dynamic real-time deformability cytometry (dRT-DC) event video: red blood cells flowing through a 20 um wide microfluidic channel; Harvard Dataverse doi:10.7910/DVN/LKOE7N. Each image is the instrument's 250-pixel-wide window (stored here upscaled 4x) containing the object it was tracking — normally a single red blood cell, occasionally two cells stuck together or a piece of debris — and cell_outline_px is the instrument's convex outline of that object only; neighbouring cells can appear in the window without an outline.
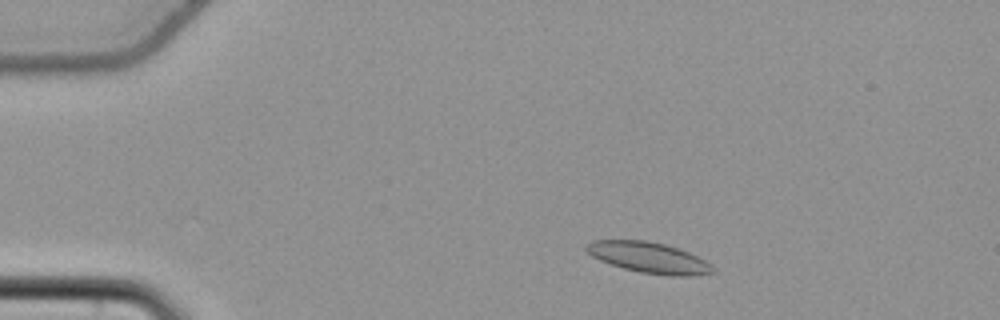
{"species": "common noctule bat (a hibernating species)", "species_latin": "Nyctalus noctula", "temperature_condition": "cold", "stored_images_in_passage": 52, "camera_frame_rate_fps": 3000, "um_per_image_px": 0.085, "animal": {"sex": "female", "body_mass_g": 22.7, "forearm_length_mm": 54.2}, "frame": {"image": 1, "passage_image": 7, "time_ms": 2.0, "image_size_px": [1000, 320], "cell_outline_px": [[716, 272], [688, 276], [668, 276], [640, 272], [624, 268], [600, 260], [592, 256], [584, 248], [592, 240], [648, 240], [664, 244], [688, 252], [704, 260], [716, 268]], "centroid_in_image_um": [55.16, 21.9], "position_along_channel_um": 29.8, "area_um2": 22.54}}
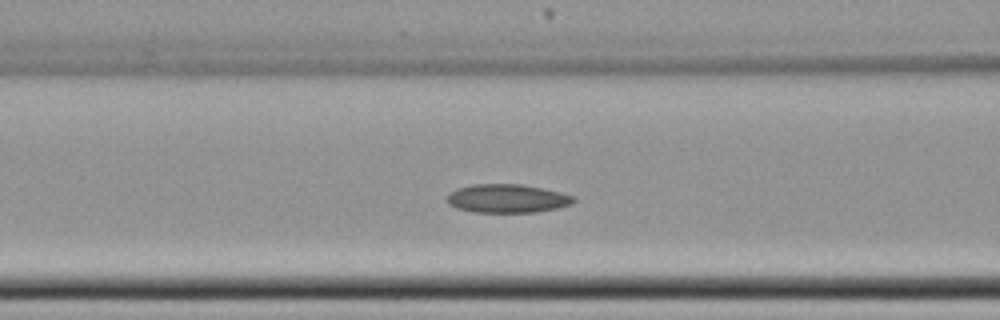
{"frame": {"image": 2, "passage_image": 20, "time_ms": 6.333, "image_size_px": [1000, 320], "cell_outline_px": [[576, 200], [572, 204], [556, 208], [536, 212], [472, 212], [456, 208], [448, 204], [448, 196], [456, 188], [472, 184], [520, 184], [544, 188], [560, 192], [572, 196]], "centroid_in_image_um": [43.11, 16.87], "position_along_channel_um": 123.5, "area_um2": 21.04}}
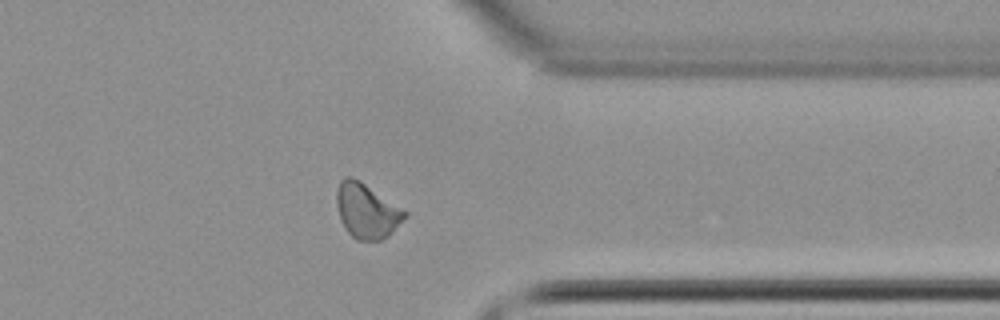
{"frame": {"image": 3, "passage_image": 41, "time_ms": 13.333, "image_size_px": [1000, 320], "cell_outline_px": [[408, 216], [388, 236], [380, 240], [356, 240], [348, 232], [340, 220], [336, 204], [336, 188], [340, 180], [344, 176], [352, 176], [360, 180], [408, 212]], "centroid_in_image_um": [31.16, 17.9], "position_along_channel_um": 380.2, "area_um2": 21.96}, "authors_computed_cell_mechanics": {"area_um2": 21.5016, "velocity_mm_per_s": 3.7488, "shape_relaxation_time_tau1_ms": null, "shape_relaxation_time_tau2_ms": 4.3881, "deformation_change_tau1": null, "deformation_change_tau2": 0.0977}}